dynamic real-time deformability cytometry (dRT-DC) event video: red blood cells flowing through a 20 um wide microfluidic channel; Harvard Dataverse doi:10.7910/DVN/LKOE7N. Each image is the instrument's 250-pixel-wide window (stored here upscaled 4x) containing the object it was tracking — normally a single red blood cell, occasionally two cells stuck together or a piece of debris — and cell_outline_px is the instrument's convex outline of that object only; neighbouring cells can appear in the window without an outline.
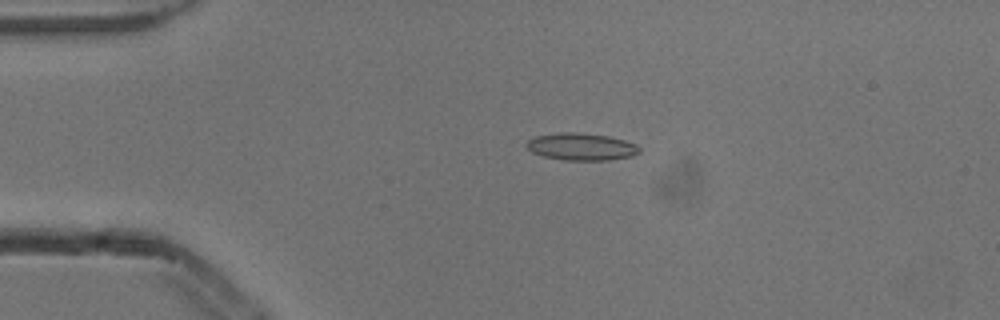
{"species": "common noctule bat (a hibernating species)", "species_latin": "Nyctalus noctula", "temperature_condition": "cold", "stored_images_in_passage": 4, "camera_frame_rate_fps": 3000, "um_per_image_px": 0.085, "animal": {"sex": "male", "body_mass_g": 13.3}, "frame": {"image": 1, "passage_image": 3, "time_ms": 0.667, "image_size_px": [1000, 320], "cell_outline_px": [[640, 152], [632, 156], [608, 160], [564, 160], [544, 156], [532, 152], [524, 144], [528, 140], [536, 136], [560, 132], [576, 132], [608, 136], [624, 140], [636, 144], [640, 148]], "centroid_in_image_um": [49.41, 12.47], "position_along_channel_um": 35.6, "area_um2": 17.86}}